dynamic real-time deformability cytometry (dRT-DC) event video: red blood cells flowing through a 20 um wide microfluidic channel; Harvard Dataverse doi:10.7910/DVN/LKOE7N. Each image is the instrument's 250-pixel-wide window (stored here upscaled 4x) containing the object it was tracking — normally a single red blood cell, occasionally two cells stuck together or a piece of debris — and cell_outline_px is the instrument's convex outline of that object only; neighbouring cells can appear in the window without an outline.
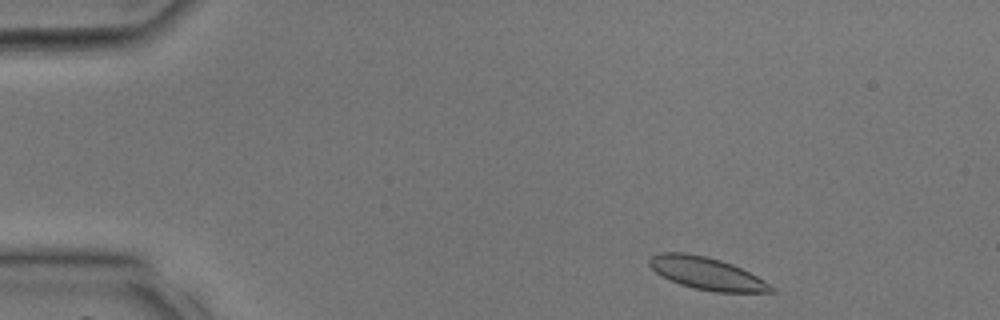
{"species": "common noctule bat (a hibernating species)", "species_latin": "Nyctalus noctula", "temperature_condition": "room temperature", "stored_images_in_passage": 35, "camera_frame_rate_fps": 3000, "um_per_image_px": 0.085, "animal": {"sex": "male", "body_mass_g": 17.9, "forearm_length_mm": 54.2}, "frame": {"image": 1, "passage_image": 2, "time_ms": 0.333, "image_size_px": [1000, 320], "cell_outline_px": [[776, 292], [716, 292], [692, 288], [680, 284], [656, 272], [648, 264], [648, 260], [652, 256], [660, 252], [684, 252], [704, 256], [720, 260], [732, 264], [764, 280], [776, 288]], "centroid_in_image_um": [60.08, 23.24], "position_along_channel_um": 24.9, "area_um2": 22.77}}
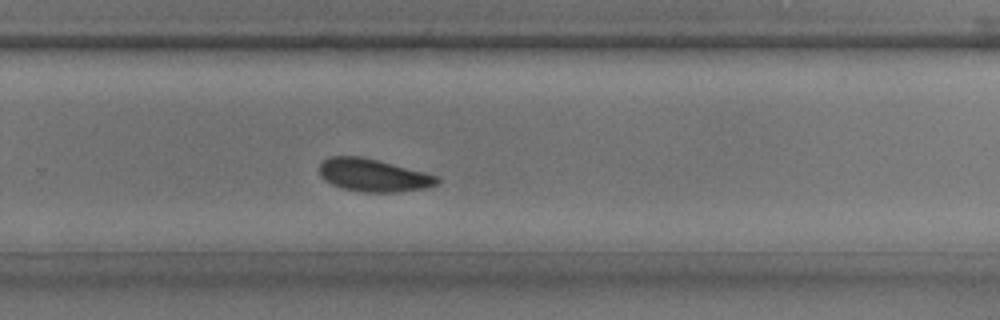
{"frame": {"image": 2, "passage_image": 22, "time_ms": 7.0, "image_size_px": [1000, 320], "cell_outline_px": [[440, 180], [436, 184], [428, 188], [396, 192], [360, 192], [340, 188], [324, 180], [320, 176], [320, 164], [328, 156], [360, 156], [424, 172], [436, 176]], "centroid_in_image_um": [31.69, 14.91], "position_along_channel_um": 298.1, "area_um2": 22.37}}
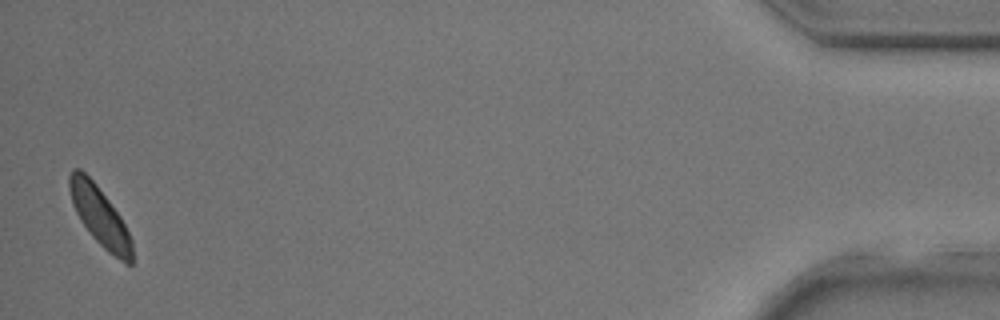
{"frame": {"image": 3, "passage_image": 34, "time_ms": 11.0, "image_size_px": [1000, 320], "cell_outline_px": [[132, 264], [124, 264], [108, 252], [92, 236], [80, 220], [72, 204], [68, 188], [68, 176], [72, 168], [80, 168], [96, 184], [120, 216], [132, 240]], "centroid_in_image_um": [8.46, 18.38], "position_along_channel_um": 426.7, "area_um2": 21.5}}